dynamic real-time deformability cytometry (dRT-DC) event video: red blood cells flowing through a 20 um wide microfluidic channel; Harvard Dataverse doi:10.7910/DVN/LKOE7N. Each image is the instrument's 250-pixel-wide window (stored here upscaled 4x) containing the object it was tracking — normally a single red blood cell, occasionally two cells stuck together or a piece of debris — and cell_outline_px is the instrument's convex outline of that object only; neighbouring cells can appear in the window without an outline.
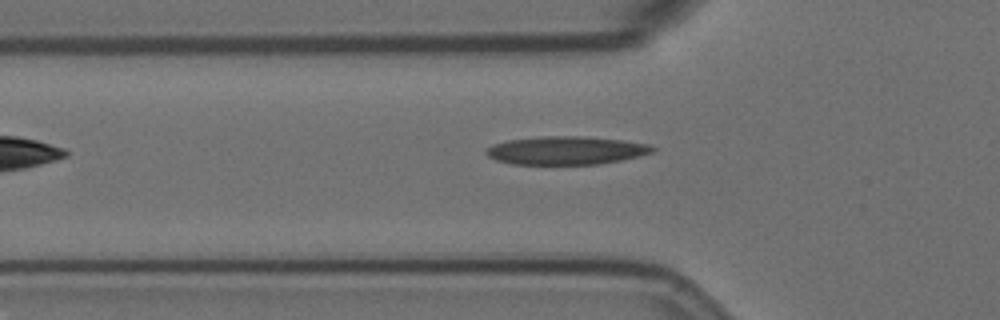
{"species": "Egyptian fruit bat (a non-hibernating species)", "species_latin": "Rousettus aegyptiacus", "temperature_condition": "room temperature", "stored_images_in_passage": 40, "camera_frame_rate_fps": 3000, "um_per_image_px": 0.085, "animal": {"sex": "female"}, "frame": {"image": 1, "passage_image": 5, "time_ms": 1.333, "image_size_px": [1000, 320], "cell_outline_px": [[656, 148], [652, 152], [620, 160], [596, 164], [512, 164], [496, 160], [488, 156], [484, 152], [492, 144], [508, 140], [544, 136], [584, 136], [620, 140], [648, 144]], "centroid_in_image_um": [48.07, 12.78], "position_along_channel_um": 77.7, "area_um2": 27.11}}
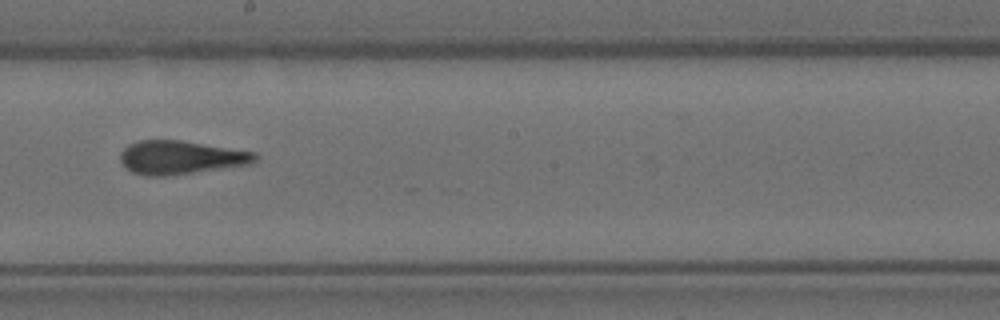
{"frame": {"image": 2, "passage_image": 18, "time_ms": 5.667, "image_size_px": [1000, 320], "cell_outline_px": [[260, 156], [252, 164], [224, 168], [164, 176], [144, 176], [132, 172], [124, 168], [120, 164], [120, 152], [128, 144], [140, 140], [180, 140], [256, 152]], "centroid_in_image_um": [15.34, 13.39], "position_along_channel_um": 232.9, "area_um2": 26.59}}
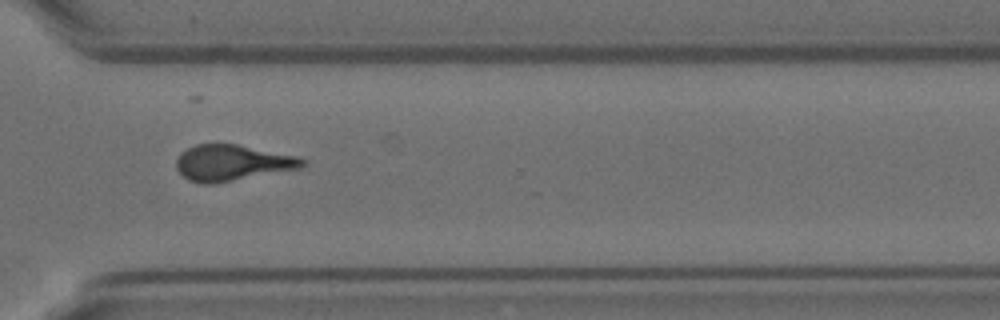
{"frame": {"image": 3, "passage_image": 28, "time_ms": 9.0, "image_size_px": [1000, 320], "cell_outline_px": [[308, 164], [304, 168], [212, 184], [204, 184], [188, 180], [176, 168], [176, 160], [180, 152], [196, 144], [236, 144], [296, 156], [308, 160]], "centroid_in_image_um": [19.77, 13.84], "position_along_channel_um": 350.8, "area_um2": 26.59}, "authors_computed_cell_mechanics": {"area_um2": 25.9233, "velocity_mm_per_s": 3.5465, "shape_relaxation_time_tau1_ms": null, "shape_relaxation_time_tau2_ms": 2.5929, "deformation_change_tau1": null, "deformation_change_tau2": 0.1277}}